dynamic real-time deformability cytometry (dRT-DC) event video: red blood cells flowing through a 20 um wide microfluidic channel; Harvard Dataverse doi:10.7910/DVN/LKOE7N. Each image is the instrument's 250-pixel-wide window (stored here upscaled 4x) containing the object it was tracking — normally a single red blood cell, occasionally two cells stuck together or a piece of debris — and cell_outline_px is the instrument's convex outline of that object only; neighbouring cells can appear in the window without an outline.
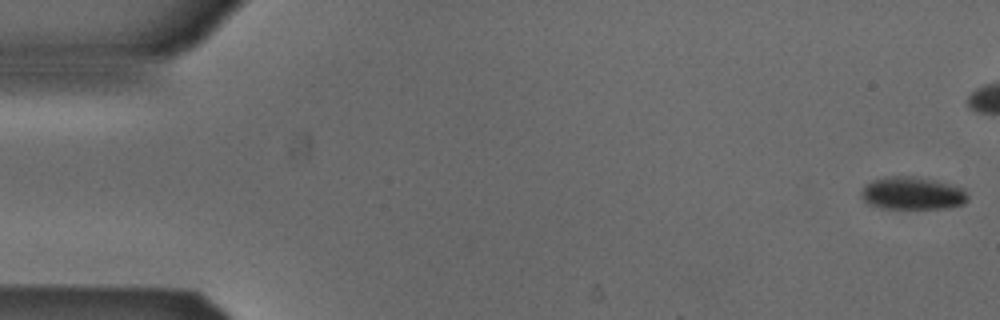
{"species": "Egyptian fruit bat (a non-hibernating species)", "species_latin": "Rousettus aegyptiacus", "temperature_condition": "cold", "stored_images_in_passage": 43, "camera_frame_rate_fps": 3000, "um_per_image_px": 0.085, "animal": {"sex": "male"}, "frame": {"image": 1, "passage_image": 1, "time_ms": 0.0, "image_size_px": [1000, 320], "cell_outline_px": [[968, 200], [964, 204], [948, 208], [880, 208], [868, 204], [860, 196], [860, 192], [864, 184], [872, 180], [884, 176], [912, 176], [936, 180], [964, 188], [968, 196]], "centroid_in_image_um": [77.53, 16.42], "position_along_channel_um": 7.5, "area_um2": 20.63}}
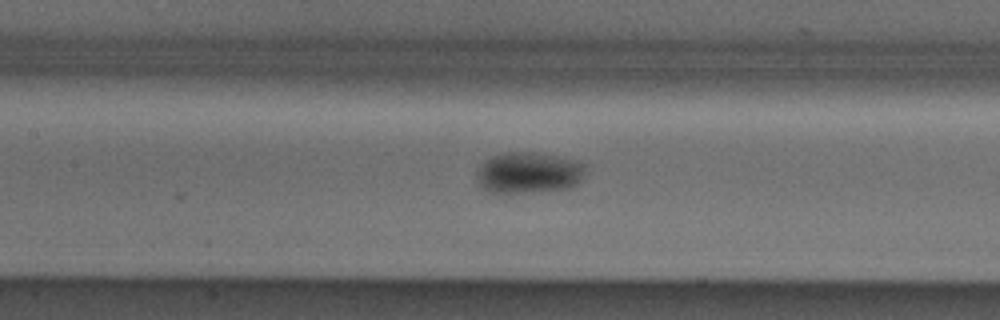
{"frame": {"image": 2, "passage_image": 24, "time_ms": 7.667, "image_size_px": [1000, 320], "cell_outline_px": [[584, 176], [572, 188], [532, 192], [492, 192], [484, 188], [480, 184], [476, 176], [476, 172], [484, 160], [492, 156], [504, 152], [536, 152], [576, 160], [584, 164]], "centroid_in_image_um": [44.94, 14.67], "position_along_channel_um": 162.5, "area_um2": 26.07}}
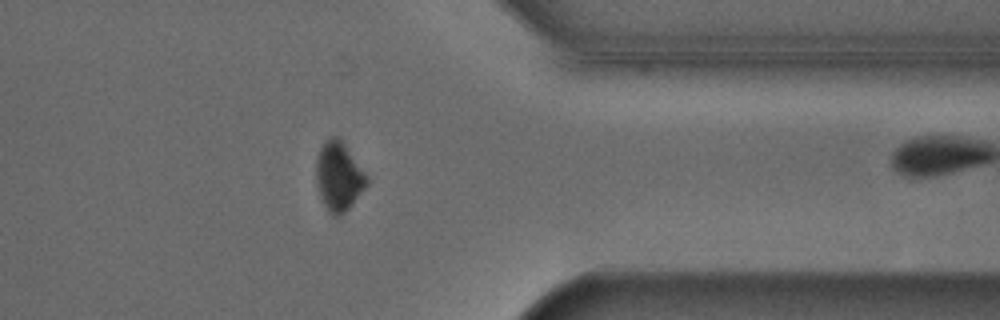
{"frame": {"image": 3, "passage_image": 42, "time_ms": 13.667, "image_size_px": [1000, 320], "cell_outline_px": [[368, 184], [352, 204], [340, 216], [332, 216], [328, 212], [320, 196], [316, 184], [316, 160], [320, 148], [324, 140], [332, 136], [336, 136], [344, 144], [368, 176]], "centroid_in_image_um": [28.78, 15.0], "position_along_channel_um": 382.6, "area_um2": 20.23}}